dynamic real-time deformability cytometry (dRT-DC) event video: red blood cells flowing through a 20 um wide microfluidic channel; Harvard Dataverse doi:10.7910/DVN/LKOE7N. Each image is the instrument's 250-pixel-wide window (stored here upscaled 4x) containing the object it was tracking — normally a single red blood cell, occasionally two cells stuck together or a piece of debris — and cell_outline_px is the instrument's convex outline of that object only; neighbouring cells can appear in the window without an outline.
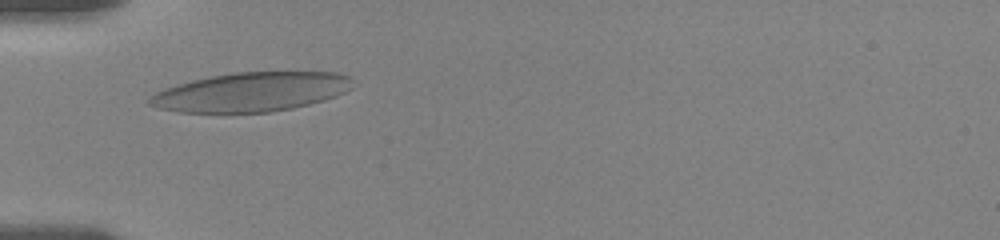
{"species": "human", "species_latin": "Homo sapiens", "temperature_condition": "room temperature", "stored_images_in_passage": 38, "camera_frame_rate_fps": 3000, "um_per_image_px": 0.085, "donor": {"sex": "female"}, "frame": {"image": 1, "passage_image": 1, "time_ms": 0.0, "image_size_px": [1000, 240], "cell_outline_px": [[352, 88], [336, 96], [324, 100], [292, 108], [268, 112], [176, 112], [156, 108], [148, 104], [144, 100], [148, 96], [164, 88], [176, 84], [192, 80], [212, 76], [236, 72], [340, 72], [348, 76], [352, 80]], "centroid_in_image_um": [21.3, 7.82], "position_along_channel_um": 63.7, "area_um2": 46.53}}
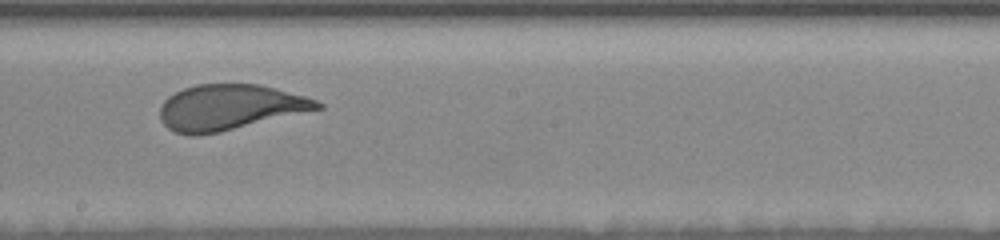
{"frame": {"image": 2, "passage_image": 15, "time_ms": 4.667, "image_size_px": [1000, 240], "cell_outline_px": [[324, 108], [220, 132], [196, 136], [188, 136], [176, 132], [168, 128], [160, 120], [160, 104], [168, 96], [184, 88], [196, 84], [260, 84], [276, 88], [304, 96], [316, 100], [324, 104]], "centroid_in_image_um": [19.5, 9.13], "position_along_channel_um": 228.7, "area_um2": 41.91}}
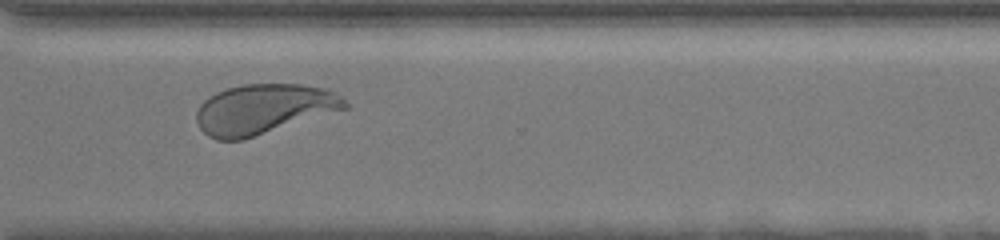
{"frame": {"image": 3, "passage_image": 25, "time_ms": 8.0, "image_size_px": [1000, 240], "cell_outline_px": [[348, 108], [244, 140], [216, 140], [208, 136], [200, 128], [196, 120], [196, 112], [200, 104], [208, 96], [216, 92], [228, 88], [244, 84], [304, 84], [328, 88], [340, 96], [348, 104]], "centroid_in_image_um": [22.4, 9.27], "position_along_channel_um": 348.2, "area_um2": 43.52}, "authors_computed_cell_mechanics": {"area_um2": 42.9454, "velocity_mm_per_s": 3.5949, "shape_relaxation_time_tau1_ms": 3.798, "shape_relaxation_time_tau2_ms": null, "deformation_change_tau1": 0.1653, "deformation_change_tau2": null}}